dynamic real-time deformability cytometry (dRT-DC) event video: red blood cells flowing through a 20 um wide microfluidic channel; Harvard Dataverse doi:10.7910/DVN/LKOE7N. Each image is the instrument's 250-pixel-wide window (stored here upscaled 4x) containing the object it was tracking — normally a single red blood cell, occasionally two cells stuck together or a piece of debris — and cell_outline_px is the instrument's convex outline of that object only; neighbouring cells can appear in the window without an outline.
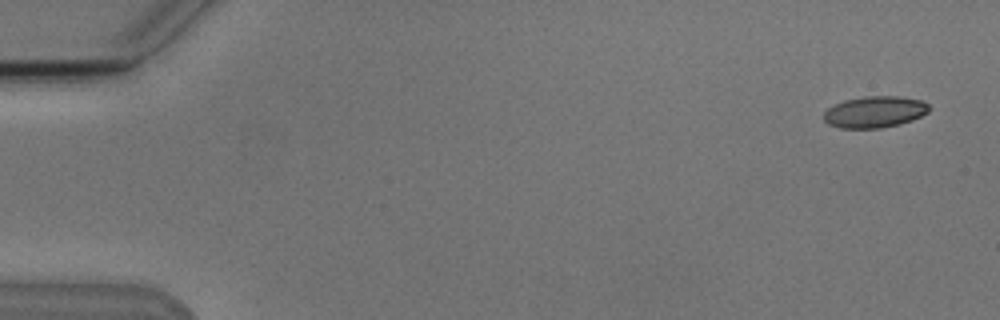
{"species": "Egyptian fruit bat (a non-hibernating species)", "species_latin": "Rousettus aegyptiacus", "temperature_condition": "cold", "stored_images_in_passage": 6, "camera_frame_rate_fps": 3000, "um_per_image_px": 0.085, "animal": {"sex": "male"}, "frame": {"image": 1, "passage_image": 1, "time_ms": 0.0, "image_size_px": [1000, 320], "cell_outline_px": [[928, 112], [912, 120], [880, 128], [840, 128], [828, 124], [824, 120], [824, 112], [828, 108], [844, 100], [864, 96], [900, 96], [920, 100], [928, 104]], "centroid_in_image_um": [74.32, 9.51], "position_along_channel_um": 10.7, "area_um2": 19.13}}
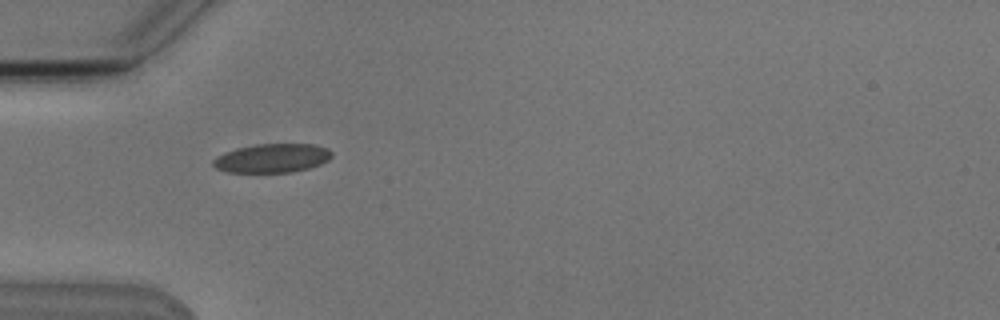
{"frame": {"image": 2, "passage_image": 5, "time_ms": 5.0, "image_size_px": [1000, 320], "cell_outline_px": [[332, 156], [328, 160], [320, 164], [308, 168], [292, 172], [228, 172], [216, 168], [212, 164], [212, 160], [216, 156], [224, 152], [236, 148], [256, 144], [312, 144], [328, 148], [332, 152]], "centroid_in_image_um": [23.11, 13.44], "position_along_channel_um": 61.9, "area_um2": 20.0}}